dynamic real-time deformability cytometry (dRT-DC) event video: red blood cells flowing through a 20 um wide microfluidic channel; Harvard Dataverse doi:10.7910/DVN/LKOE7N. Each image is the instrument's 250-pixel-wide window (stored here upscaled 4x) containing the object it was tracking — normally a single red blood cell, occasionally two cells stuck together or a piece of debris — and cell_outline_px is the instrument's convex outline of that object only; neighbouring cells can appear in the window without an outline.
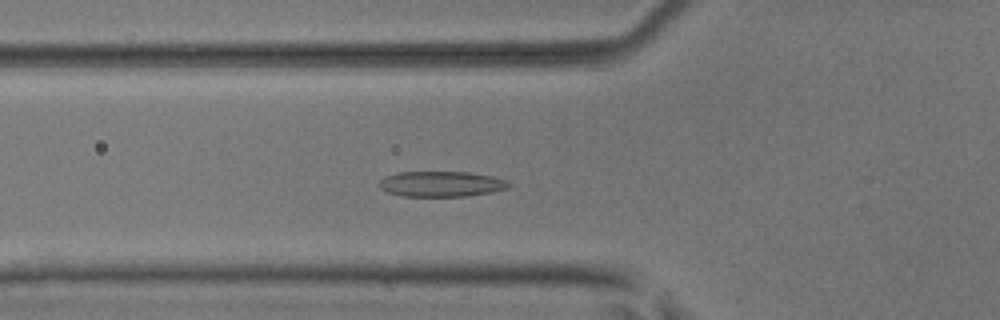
{"species": "common noctule bat (a hibernating species)", "species_latin": "Nyctalus noctula", "temperature_condition": "room temperature", "stored_images_in_passage": 53, "camera_frame_rate_fps": 3000, "um_per_image_px": 0.085, "animal": {"sex": "male", "body_mass_g": 17.9, "forearm_length_mm": 54.2}, "frame": {"image": 1, "passage_image": 20, "time_ms": 6.333, "image_size_px": [1000, 320], "cell_outline_px": [[512, 184], [508, 188], [492, 192], [468, 196], [400, 196], [388, 192], [380, 188], [380, 180], [388, 176], [400, 172], [468, 172], [492, 176], [504, 180]], "centroid_in_image_um": [37.53, 15.64], "position_along_channel_um": 88.3, "area_um2": 19.07}}
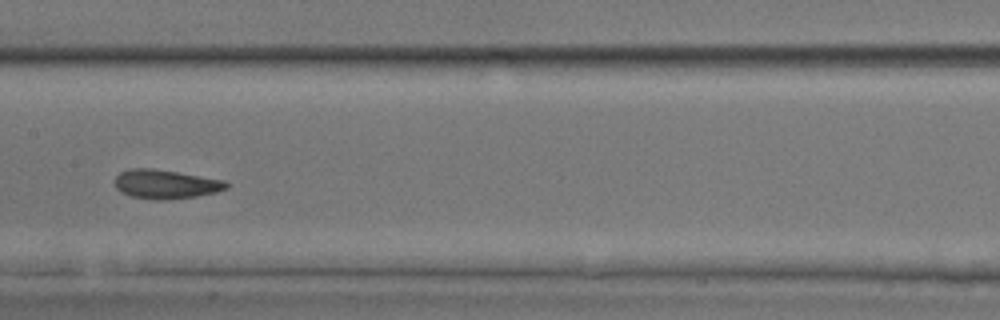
{"frame": {"image": 2, "passage_image": 28, "time_ms": 9.0, "image_size_px": [1000, 320], "cell_outline_px": [[228, 188], [216, 192], [196, 196], [164, 200], [156, 200], [132, 196], [120, 192], [116, 188], [116, 176], [120, 172], [128, 168], [152, 168], [224, 180], [228, 184]], "centroid_in_image_um": [14.06, 15.65], "position_along_channel_um": 193.3, "area_um2": 18.73}}
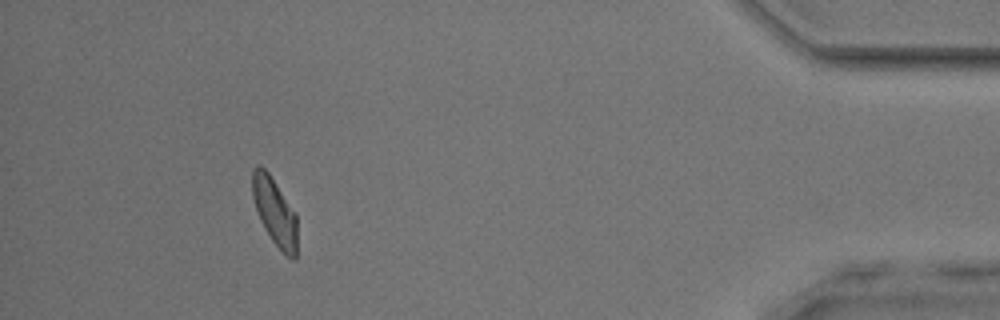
{"frame": {"image": 3, "passage_image": 49, "time_ms": 16.0, "image_size_px": [1000, 320], "cell_outline_px": [[296, 260], [292, 260], [272, 240], [264, 228], [260, 220], [252, 196], [252, 172], [260, 164], [268, 172], [296, 212]], "centroid_in_image_um": [23.35, 17.98], "position_along_channel_um": 411.8, "area_um2": 17.4}, "authors_computed_cell_mechanics": {"area_um2": 18.785, "velocity_mm_per_s": 3.942, "shape_relaxation_time_tau1_ms": 4.5922, "shape_relaxation_time_tau2_ms": 2.2397, "deformation_change_tau1": 0.1393, "deformation_change_tau2": 0.094}}